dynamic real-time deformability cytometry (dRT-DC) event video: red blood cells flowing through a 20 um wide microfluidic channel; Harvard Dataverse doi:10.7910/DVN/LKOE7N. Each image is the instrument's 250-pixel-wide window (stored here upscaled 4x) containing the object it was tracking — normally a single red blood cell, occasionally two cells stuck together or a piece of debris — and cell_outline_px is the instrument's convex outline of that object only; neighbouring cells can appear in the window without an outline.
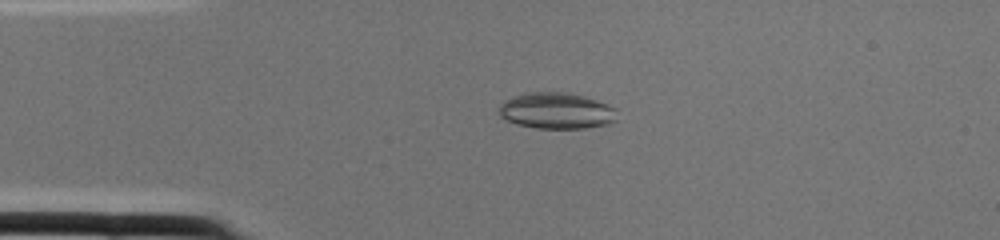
{"species": "common noctule bat (a hibernating species)", "species_latin": "Nyctalus noctula", "temperature_condition": "cold", "stored_images_in_passage": 1, "camera_frame_rate_fps": 3000, "um_per_image_px": 0.085, "animal": {"sex": "female", "body_mass_g": 22.0, "forearm_length_mm": 56.7}, "frame": {"image": 1, "passage_image": 1, "time_ms": 0.0, "image_size_px": [1000, 240], "cell_outline_px": [[616, 120], [608, 124], [584, 128], [536, 128], [516, 124], [500, 116], [500, 104], [504, 100], [524, 92], [564, 92], [584, 96], [596, 100], [616, 108]], "centroid_in_image_um": [47.29, 9.41], "position_along_channel_um": 37.7, "area_um2": 24.85}}